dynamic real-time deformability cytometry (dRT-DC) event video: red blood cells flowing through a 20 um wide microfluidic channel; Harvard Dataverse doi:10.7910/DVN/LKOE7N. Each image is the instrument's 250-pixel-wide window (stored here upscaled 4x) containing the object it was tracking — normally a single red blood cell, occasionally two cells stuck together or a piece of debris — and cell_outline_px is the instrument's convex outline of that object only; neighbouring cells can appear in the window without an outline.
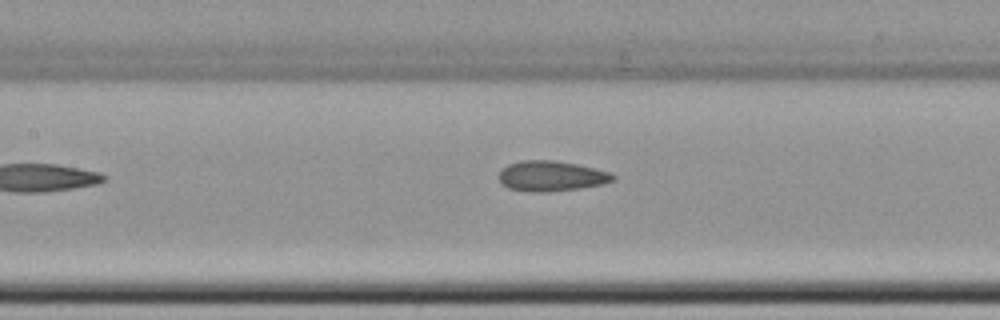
{"species": "common noctule bat (a hibernating species)", "species_latin": "Nyctalus noctula", "temperature_condition": "cold", "stored_images_in_passage": 7, "segment_of_instrument_passage": [1, 2], "camera_frame_rate_fps": 3000, "um_per_image_px": 0.085, "animal": {"sex": "female", "body_mass_g": 22.7, "forearm_length_mm": 54.2}, "frame": {"image": 1, "passage_image": 6, "time_ms": 6.0, "image_size_px": [1000, 320], "cell_outline_px": [[616, 180], [604, 184], [580, 188], [548, 192], [528, 192], [508, 188], [500, 180], [500, 172], [508, 164], [520, 160], [556, 160], [596, 168], [612, 172], [616, 176]], "centroid_in_image_um": [46.92, 14.96], "position_along_channel_um": 160.5, "area_um2": 20.35}}